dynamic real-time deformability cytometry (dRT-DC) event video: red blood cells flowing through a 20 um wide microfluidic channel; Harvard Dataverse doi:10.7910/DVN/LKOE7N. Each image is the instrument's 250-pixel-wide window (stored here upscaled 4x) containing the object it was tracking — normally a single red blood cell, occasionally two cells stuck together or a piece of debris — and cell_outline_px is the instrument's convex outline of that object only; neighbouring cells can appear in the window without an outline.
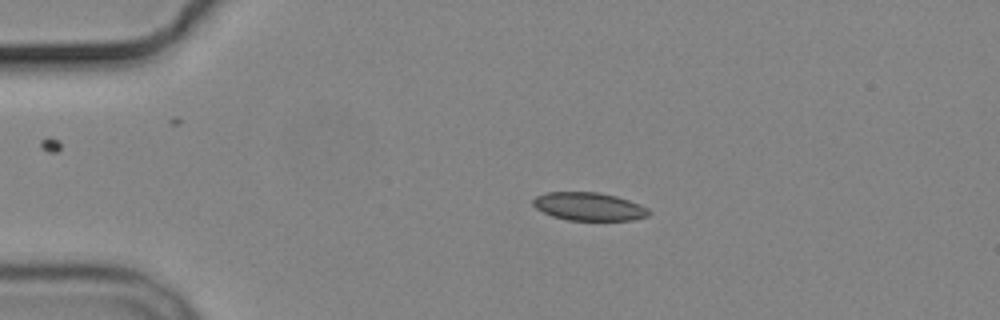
{"species": "common noctule bat (a hibernating species)", "species_latin": "Nyctalus noctula", "temperature_condition": "cold", "stored_images_in_passage": 5, "camera_frame_rate_fps": 3000, "um_per_image_px": 0.085, "animal": {"sex": "male", "body_mass_g": 19.2, "forearm_length_mm": 51.8}, "frame": {"image": 1, "passage_image": 2, "time_ms": 2.333, "image_size_px": [1000, 320], "cell_outline_px": [[652, 212], [648, 216], [632, 220], [568, 220], [552, 216], [536, 208], [532, 204], [532, 200], [536, 196], [548, 192], [600, 192], [616, 196], [640, 204], [648, 208]], "centroid_in_image_um": [50.07, 17.55], "position_along_channel_um": 34.9, "area_um2": 19.02}}
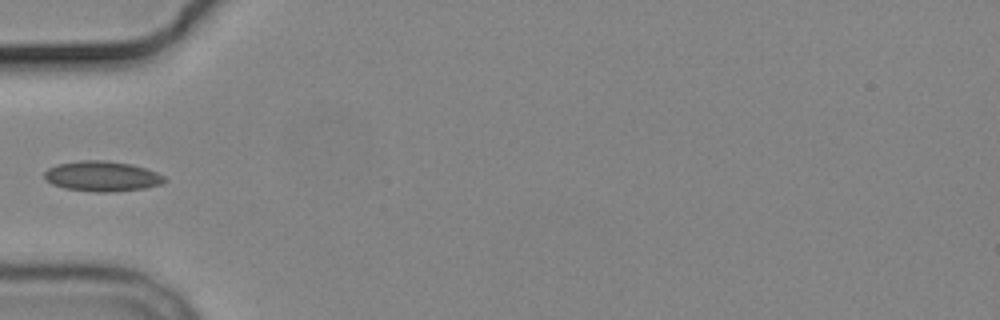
{"frame": {"image": 2, "passage_image": 4, "time_ms": 4.667, "image_size_px": [1000, 320], "cell_outline_px": [[168, 180], [160, 184], [144, 188], [112, 192], [96, 192], [64, 188], [52, 184], [44, 176], [44, 172], [48, 168], [56, 164], [84, 160], [108, 160], [132, 164], [156, 172], [164, 176]], "centroid_in_image_um": [8.68, 14.97], "position_along_channel_um": 76.3, "area_um2": 21.15}}
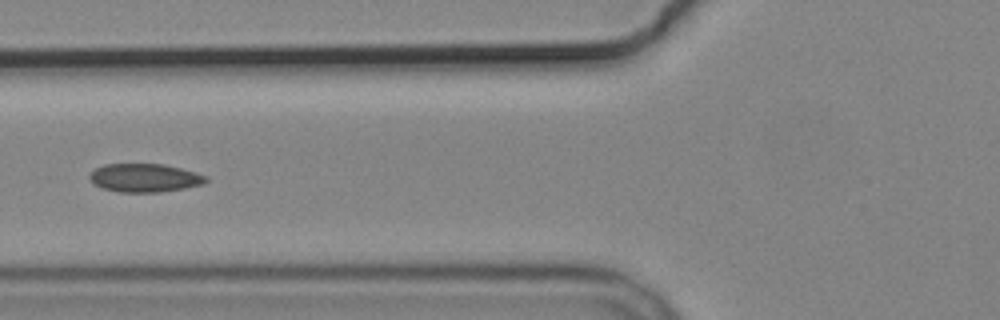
{"frame": {"image": 3, "passage_image": 5, "time_ms": 5.667, "image_size_px": [1000, 320], "cell_outline_px": [[208, 180], [204, 184], [184, 188], [160, 192], [120, 192], [100, 188], [92, 184], [88, 176], [96, 168], [104, 164], [164, 164], [196, 172], [208, 176]], "centroid_in_image_um": [12.29, 15.12], "position_along_channel_um": 113.5, "area_um2": 19.42}}